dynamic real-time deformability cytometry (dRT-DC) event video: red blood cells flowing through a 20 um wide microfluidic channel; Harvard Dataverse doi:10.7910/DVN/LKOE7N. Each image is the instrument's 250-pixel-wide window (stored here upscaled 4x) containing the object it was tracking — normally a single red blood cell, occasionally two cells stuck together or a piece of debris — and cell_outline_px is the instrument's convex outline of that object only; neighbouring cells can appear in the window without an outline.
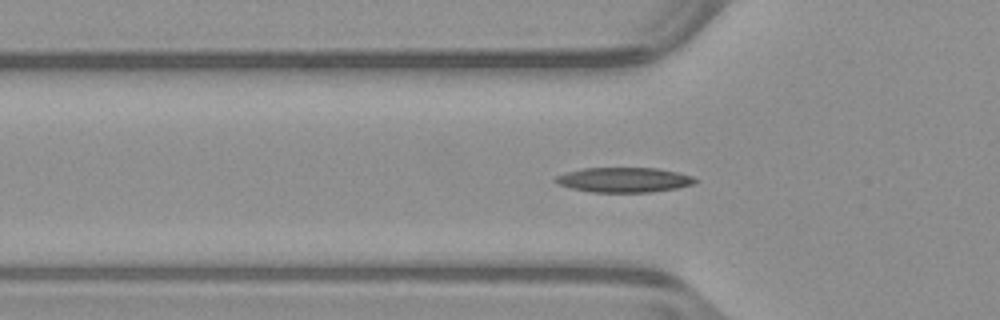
{"species": "common noctule bat (a hibernating species)", "species_latin": "Nyctalus noctula", "temperature_condition": "warm", "stored_images_in_passage": 45, "camera_frame_rate_fps": 3000, "um_per_image_px": 0.085, "animal": {"sex": "male", "body_mass_g": 23.1, "forearm_length_mm": 52.7}, "frame": {"image": 1, "passage_image": 9, "time_ms": 2.667, "image_size_px": [1000, 320], "cell_outline_px": [[700, 180], [696, 184], [676, 188], [648, 192], [592, 192], [572, 188], [560, 184], [552, 180], [556, 176], [568, 172], [584, 168], [656, 168], [676, 172], [692, 176]], "centroid_in_image_um": [53.08, 15.29], "position_along_channel_um": 72.7, "area_um2": 20.11}}
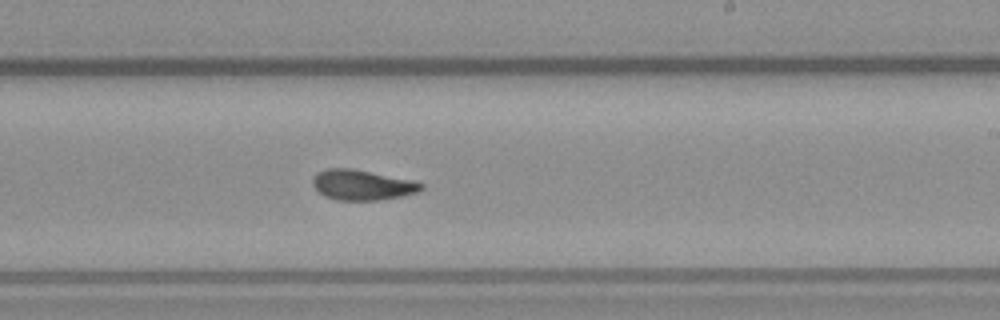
{"frame": {"image": 2, "passage_image": 23, "time_ms": 7.333, "image_size_px": [1000, 320], "cell_outline_px": [[424, 188], [416, 192], [400, 196], [380, 200], [336, 200], [324, 196], [312, 184], [312, 176], [316, 172], [328, 168], [352, 168], [416, 180], [424, 184]], "centroid_in_image_um": [30.78, 15.7], "position_along_channel_um": 258.2, "area_um2": 19.36}}
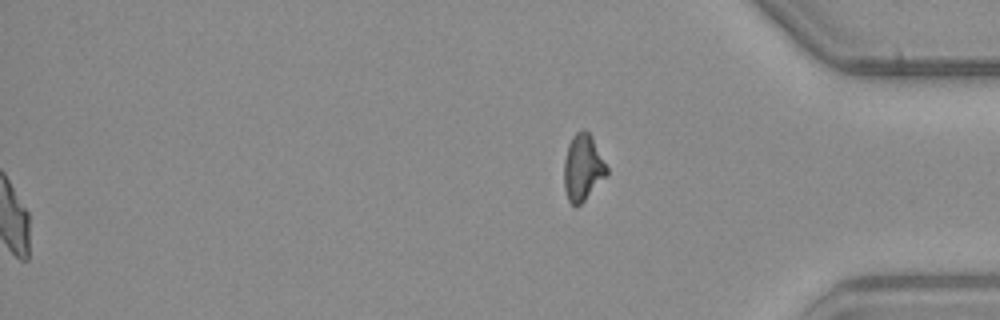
{"frame": {"image": 3, "passage_image": 45, "time_ms": 14.667, "image_size_px": [1000, 320], "cell_outline_px": [[608, 172], [584, 200], [576, 208], [568, 200], [564, 188], [564, 160], [568, 144], [572, 136], [580, 128], [584, 128], [592, 136], [608, 168]], "centroid_in_image_um": [49.51, 14.2], "position_along_channel_um": 385.7, "area_um2": 16.47}, "authors_computed_cell_mechanics": {"area_um2": 19.074, "velocity_mm_per_s": 3.9611, "shape_relaxation_time_tau1_ms": 6.6994, "shape_relaxation_time_tau2_ms": 2.147, "deformation_change_tau1": 0.2343, "deformation_change_tau2": 0.0896}}